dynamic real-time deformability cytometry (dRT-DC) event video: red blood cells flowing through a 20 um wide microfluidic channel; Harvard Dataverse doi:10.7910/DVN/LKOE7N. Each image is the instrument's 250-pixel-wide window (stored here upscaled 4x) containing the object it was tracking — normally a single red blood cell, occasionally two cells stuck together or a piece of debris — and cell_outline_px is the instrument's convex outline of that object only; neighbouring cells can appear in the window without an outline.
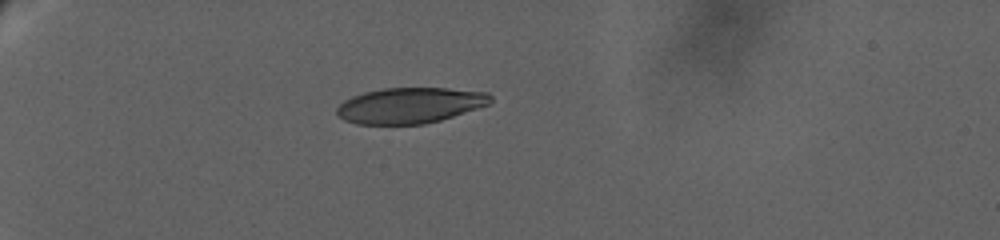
{"species": "human", "species_latin": "Homo sapiens", "temperature_condition": "warm", "stored_images_in_passage": 8, "camera_frame_rate_fps": 3000, "um_per_image_px": 0.085, "donor": {"sex": "female"}, "frame": {"image": 1, "passage_image": 1, "time_ms": 0.0, "image_size_px": [1000, 240], "cell_outline_px": [[492, 100], [488, 104], [440, 120], [424, 124], [356, 124], [344, 120], [336, 112], [336, 108], [344, 100], [352, 96], [364, 92], [384, 88], [448, 88], [488, 92], [492, 96]], "centroid_in_image_um": [34.83, 8.95], "position_along_channel_um": 50.2, "area_um2": 31.85}}
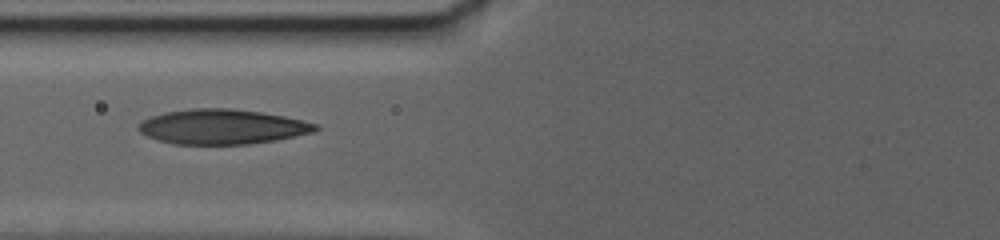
{"frame": {"image": 2, "passage_image": 5, "time_ms": 3.667, "image_size_px": [1000, 240], "cell_outline_px": [[320, 128], [312, 132], [276, 140], [248, 144], [172, 144], [156, 140], [140, 132], [136, 128], [136, 124], [152, 116], [164, 112], [192, 108], [232, 108], [260, 112], [284, 116], [316, 124]], "centroid_in_image_um": [18.82, 10.77], "position_along_channel_um": 107.0, "area_um2": 35.95}}
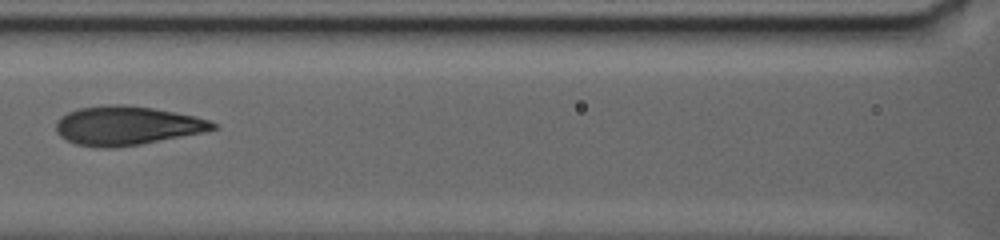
{"frame": {"image": 3, "passage_image": 7, "time_ms": 5.333, "image_size_px": [1000, 240], "cell_outline_px": [[220, 124], [216, 128], [200, 132], [140, 144], [112, 148], [100, 148], [76, 144], [60, 136], [56, 132], [56, 120], [60, 116], [68, 112], [80, 108], [112, 104], [124, 104], [152, 108], [196, 116]], "centroid_in_image_um": [10.74, 10.67], "position_along_channel_um": 155.9, "area_um2": 35.32}}